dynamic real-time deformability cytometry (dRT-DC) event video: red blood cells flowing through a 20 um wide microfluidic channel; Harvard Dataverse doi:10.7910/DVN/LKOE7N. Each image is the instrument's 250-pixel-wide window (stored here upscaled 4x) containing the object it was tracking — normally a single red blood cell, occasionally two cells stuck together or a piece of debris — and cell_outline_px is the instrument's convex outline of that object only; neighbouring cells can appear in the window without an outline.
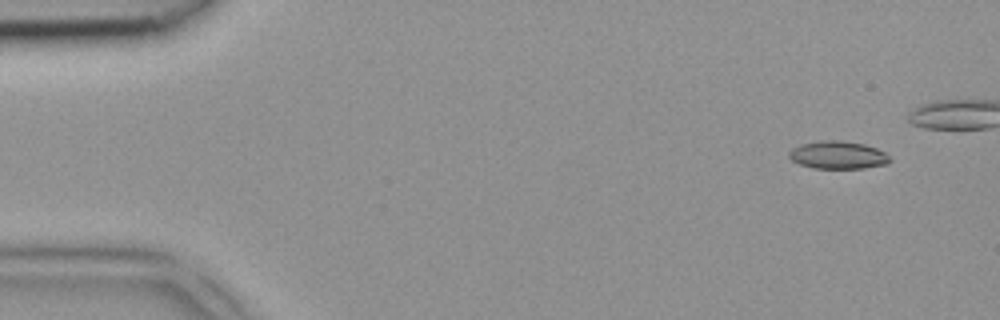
{"species": "common noctule bat (a hibernating species)", "species_latin": "Nyctalus noctula", "temperature_condition": "room temperature", "stored_images_in_passage": 5, "camera_frame_rate_fps": 3000, "um_per_image_px": 0.085, "animal": {"sex": "female", "body_mass_g": 18.4}, "frame": {"image": 1, "passage_image": 2, "time_ms": 0.333, "image_size_px": [1000, 320], "cell_outline_px": [[892, 160], [888, 164], [864, 168], [812, 168], [800, 164], [792, 160], [788, 156], [788, 152], [792, 148], [800, 144], [820, 140], [840, 140], [864, 144], [876, 148], [884, 152]], "centroid_in_image_um": [71.21, 13.17], "position_along_channel_um": 13.8, "area_um2": 16.42}}
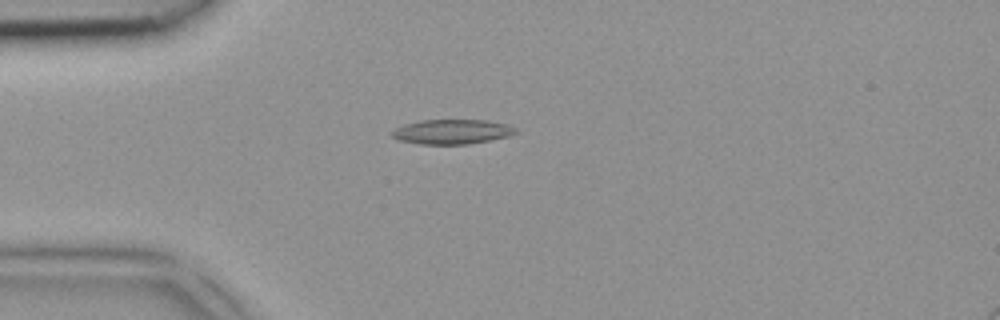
{"frame": {"image": 2, "passage_image": 5, "time_ms": 1.333, "image_size_px": [1000, 320], "cell_outline_px": [[520, 132], [508, 136], [468, 144], [420, 144], [396, 140], [388, 132], [404, 124], [420, 120], [488, 120], [508, 124], [516, 128]], "centroid_in_image_um": [38.4, 11.19], "position_along_channel_um": 46.6, "area_um2": 17.98}}